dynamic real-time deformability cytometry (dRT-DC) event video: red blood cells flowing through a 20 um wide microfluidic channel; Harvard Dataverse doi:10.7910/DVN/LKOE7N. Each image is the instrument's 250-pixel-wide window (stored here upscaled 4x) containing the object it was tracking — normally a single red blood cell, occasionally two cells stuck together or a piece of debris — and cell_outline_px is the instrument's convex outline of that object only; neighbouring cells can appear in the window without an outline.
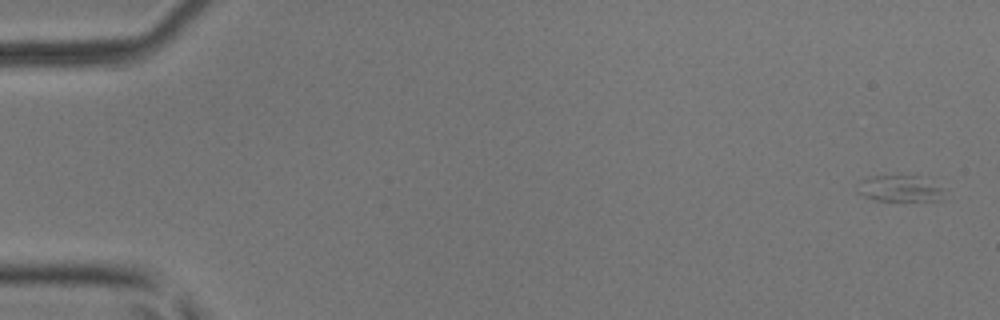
{"species": "common noctule bat (a hibernating species)", "species_latin": "Nyctalus noctula", "temperature_condition": "room temperature", "stored_images_in_passage": 5, "camera_frame_rate_fps": 3000, "um_per_image_px": 0.085, "animal": {"sex": "male", "body_mass_g": 17.9, "forearm_length_mm": 54.2}, "frame": {"image": 1, "passage_image": 1, "time_ms": 0.0, "image_size_px": [1000, 320], "cell_outline_px": [[944, 200], [876, 200], [864, 196], [856, 192], [864, 180], [872, 176], [916, 176], [944, 188]], "centroid_in_image_um": [76.53, 16.04], "position_along_channel_um": 8.5, "area_um2": 12.83}}
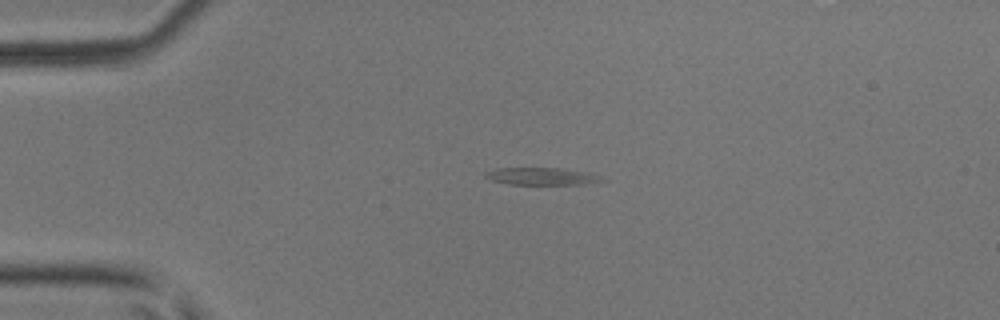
{"frame": {"image": 2, "passage_image": 4, "time_ms": 1.0, "image_size_px": [1000, 320], "cell_outline_px": [[608, 180], [584, 184], [508, 184], [492, 180], [484, 176], [484, 172], [496, 168], [560, 168], [588, 172]], "centroid_in_image_um": [46.03, 14.98], "position_along_channel_um": 39.0, "area_um2": 11.68}}